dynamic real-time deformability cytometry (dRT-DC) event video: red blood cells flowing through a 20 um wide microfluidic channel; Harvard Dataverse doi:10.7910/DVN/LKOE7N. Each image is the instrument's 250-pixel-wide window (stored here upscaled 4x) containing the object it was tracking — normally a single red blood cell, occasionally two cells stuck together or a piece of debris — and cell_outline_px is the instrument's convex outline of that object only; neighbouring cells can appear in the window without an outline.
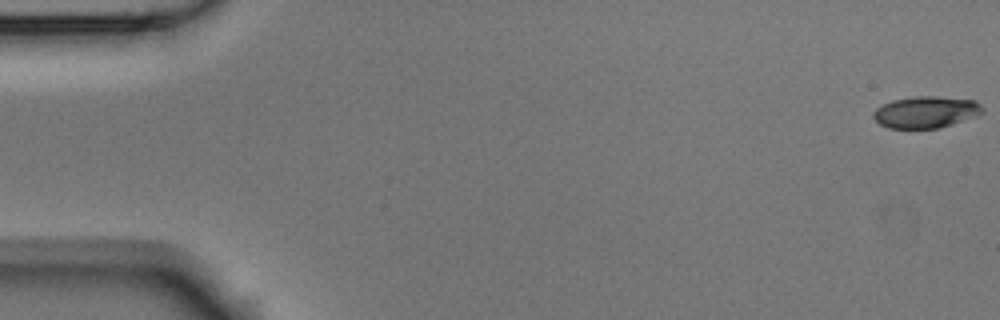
{"species": "Egyptian fruit bat (a non-hibernating species)", "species_latin": "Rousettus aegyptiacus", "temperature_condition": "room temperature", "stored_images_in_passage": 5, "camera_frame_rate_fps": 3000, "um_per_image_px": 0.085, "animal": {"sex": "male"}, "frame": {"image": 1, "passage_image": 1, "time_ms": 0.0, "image_size_px": [1000, 320], "cell_outline_px": [[984, 112], [976, 116], [940, 128], [888, 128], [880, 124], [872, 116], [872, 112], [876, 108], [892, 100], [916, 96], [936, 96], [976, 100], [984, 108]], "centroid_in_image_um": [78.71, 9.52], "position_along_channel_um": 6.3, "area_um2": 20.23}}
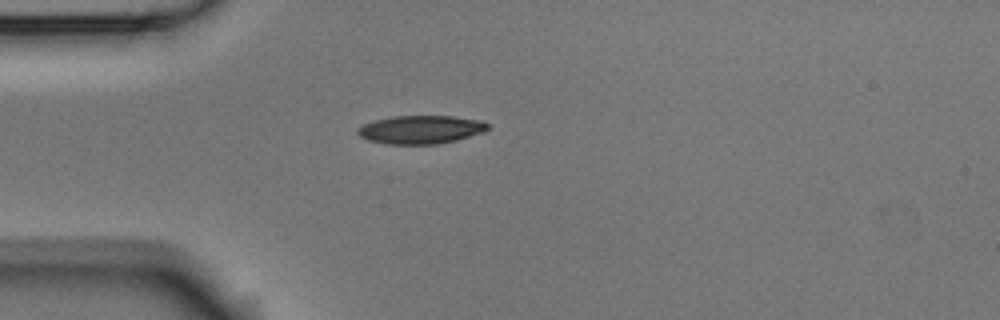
{"frame": {"image": 2, "passage_image": 5, "time_ms": 1.333, "image_size_px": [1000, 320], "cell_outline_px": [[488, 128], [484, 132], [456, 140], [436, 144], [388, 144], [368, 140], [360, 136], [356, 132], [356, 128], [364, 124], [376, 120], [392, 116], [452, 116], [480, 120], [488, 124]], "centroid_in_image_um": [35.75, 11.01], "position_along_channel_um": 49.3, "area_um2": 21.39}}